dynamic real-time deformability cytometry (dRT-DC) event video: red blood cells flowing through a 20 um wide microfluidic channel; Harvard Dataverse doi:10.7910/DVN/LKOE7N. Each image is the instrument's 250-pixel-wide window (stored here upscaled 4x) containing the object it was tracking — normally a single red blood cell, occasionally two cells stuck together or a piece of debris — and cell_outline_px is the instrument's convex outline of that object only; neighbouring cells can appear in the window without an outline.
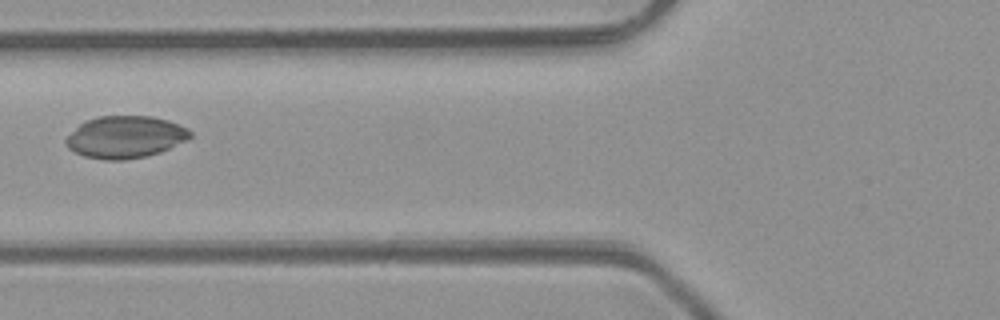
{"species": "common noctule bat (a hibernating species)", "species_latin": "Nyctalus noctula", "temperature_condition": "room temperature", "stored_images_in_passage": 4, "camera_frame_rate_fps": 3000, "um_per_image_px": 0.085, "animal": {"sex": "male", "body_mass_g": 23.1, "forearm_length_mm": 52.7}, "frame": {"image": 1, "passage_image": 3, "time_ms": 2.333, "image_size_px": [1000, 320], "cell_outline_px": [[192, 136], [188, 140], [160, 152], [144, 156], [124, 160], [104, 160], [84, 156], [68, 148], [64, 140], [84, 120], [100, 116], [152, 116], [168, 120], [188, 128], [192, 132]], "centroid_in_image_um": [10.67, 11.64], "position_along_channel_um": 115.1, "area_um2": 30.52}}
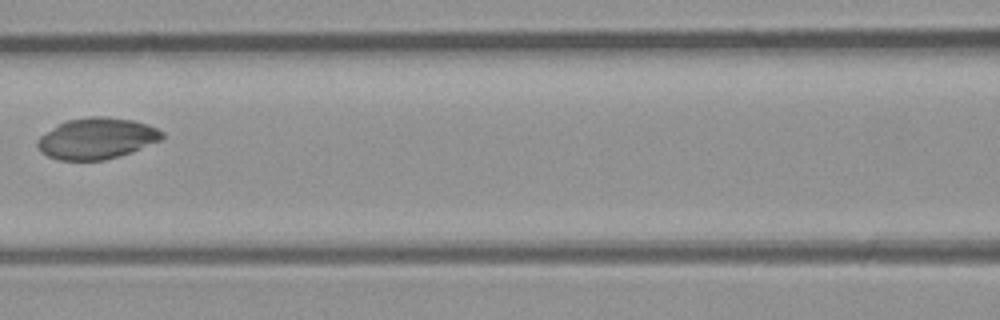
{"frame": {"image": 2, "passage_image": 4, "time_ms": 3.333, "image_size_px": [1000, 320], "cell_outline_px": [[164, 136], [160, 140], [132, 152], [104, 160], [60, 160], [48, 156], [36, 144], [36, 140], [40, 136], [60, 124], [68, 120], [88, 116], [104, 116], [132, 120], [148, 124], [164, 132]], "centroid_in_image_um": [8.25, 11.76], "position_along_channel_um": 158.4, "area_um2": 29.59}}